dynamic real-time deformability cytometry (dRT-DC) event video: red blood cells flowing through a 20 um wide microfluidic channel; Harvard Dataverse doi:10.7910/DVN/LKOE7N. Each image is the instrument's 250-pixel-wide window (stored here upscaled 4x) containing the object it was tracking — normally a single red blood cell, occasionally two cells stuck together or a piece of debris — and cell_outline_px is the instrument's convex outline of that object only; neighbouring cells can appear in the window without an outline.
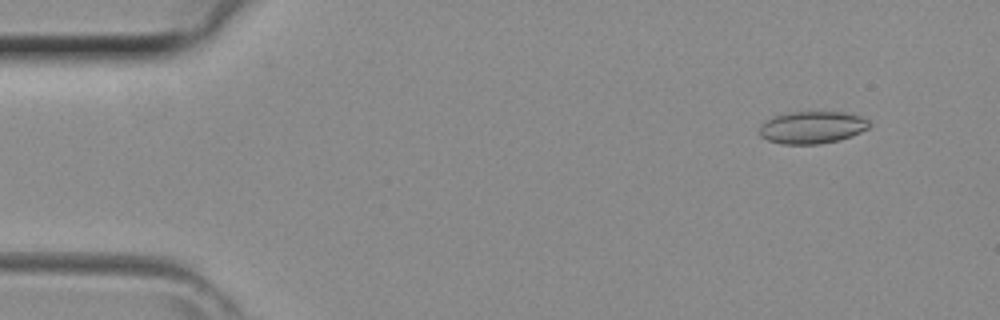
{"species": "common noctule bat (a hibernating species)", "species_latin": "Nyctalus noctula", "temperature_condition": "room temperature", "stored_images_in_passage": 43, "camera_frame_rate_fps": 3000, "um_per_image_px": 0.085, "animal": {"sex": "female", "body_mass_g": 29.2, "forearm_length_mm": 56.3}, "frame": {"image": 1, "passage_image": 4, "time_ms": 1.0, "image_size_px": [1000, 320], "cell_outline_px": [[872, 124], [868, 128], [852, 136], [840, 140], [820, 144], [780, 144], [768, 140], [760, 136], [760, 124], [776, 116], [788, 112], [844, 112], [860, 116], [868, 120]], "centroid_in_image_um": [69.05, 10.84], "position_along_channel_um": 15.9, "area_um2": 20.69}}
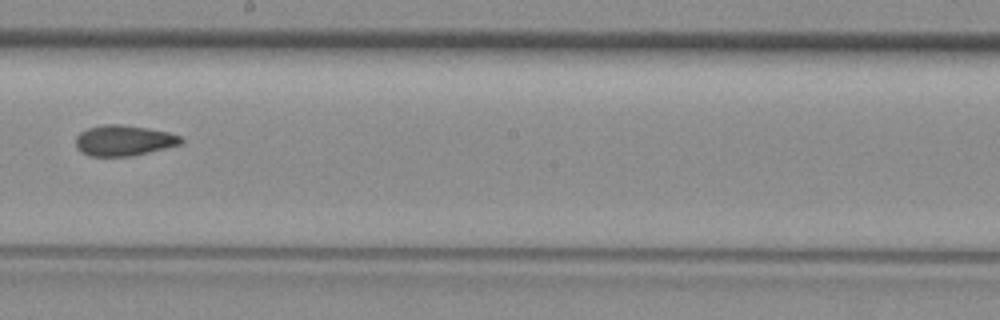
{"frame": {"image": 2, "passage_image": 24, "time_ms": 7.667, "image_size_px": [1000, 320], "cell_outline_px": [[184, 140], [180, 144], [132, 156], [88, 156], [80, 152], [76, 148], [76, 136], [80, 132], [88, 128], [104, 124], [120, 124], [148, 128], [168, 132], [180, 136]], "centroid_in_image_um": [10.48, 11.94], "position_along_channel_um": 237.7, "area_um2": 18.79}}
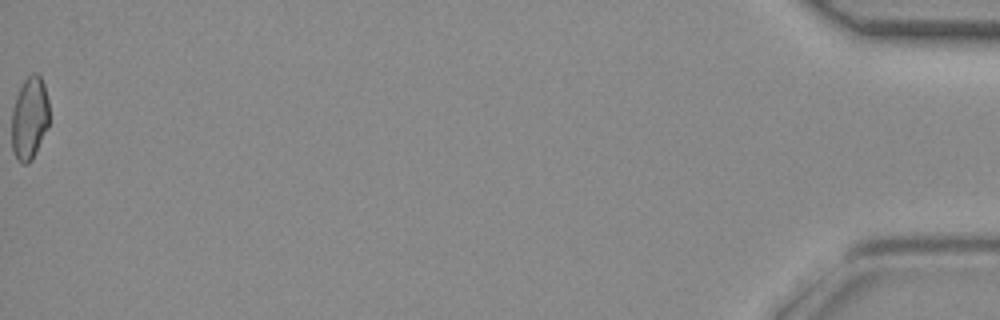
{"frame": {"image": 3, "passage_image": 43, "time_ms": 14.0, "image_size_px": [1000, 320], "cell_outline_px": [[48, 128], [32, 160], [28, 164], [24, 164], [12, 152], [12, 108], [16, 96], [24, 80], [32, 72], [36, 72], [40, 76], [44, 84], [48, 100]], "centroid_in_image_um": [2.51, 10.04], "position_along_channel_um": 432.7, "area_um2": 18.15}}